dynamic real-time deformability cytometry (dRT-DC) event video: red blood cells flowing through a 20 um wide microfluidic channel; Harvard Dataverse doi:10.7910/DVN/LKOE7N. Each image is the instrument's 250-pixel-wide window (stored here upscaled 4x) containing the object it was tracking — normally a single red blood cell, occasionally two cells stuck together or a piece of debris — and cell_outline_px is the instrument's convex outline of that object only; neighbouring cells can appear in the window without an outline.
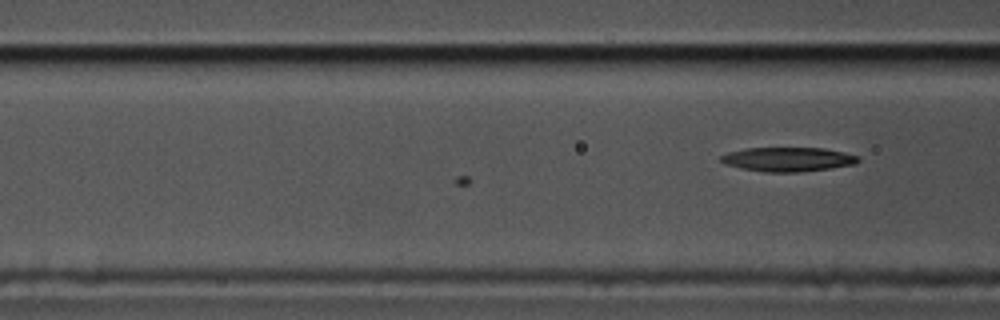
{"species": "common noctule bat (a hibernating species)", "species_latin": "Nyctalus noctula", "temperature_condition": "cold", "stored_images_in_passage": 17, "camera_frame_rate_fps": 3000, "um_per_image_px": 0.085, "animal": {"sex": "male", "body_mass_g": 17.5, "forearm_length_mm": 52.3}, "frame": {"image": 1, "passage_image": 17, "time_ms": 5.333, "image_size_px": [1000, 320], "cell_outline_px": [[860, 160], [856, 164], [800, 172], [764, 172], [740, 168], [724, 164], [720, 160], [720, 156], [728, 152], [744, 148], [824, 148], [844, 152], [860, 156]], "centroid_in_image_um": [66.97, 13.54], "position_along_channel_um": 99.6, "area_um2": 19.48}}